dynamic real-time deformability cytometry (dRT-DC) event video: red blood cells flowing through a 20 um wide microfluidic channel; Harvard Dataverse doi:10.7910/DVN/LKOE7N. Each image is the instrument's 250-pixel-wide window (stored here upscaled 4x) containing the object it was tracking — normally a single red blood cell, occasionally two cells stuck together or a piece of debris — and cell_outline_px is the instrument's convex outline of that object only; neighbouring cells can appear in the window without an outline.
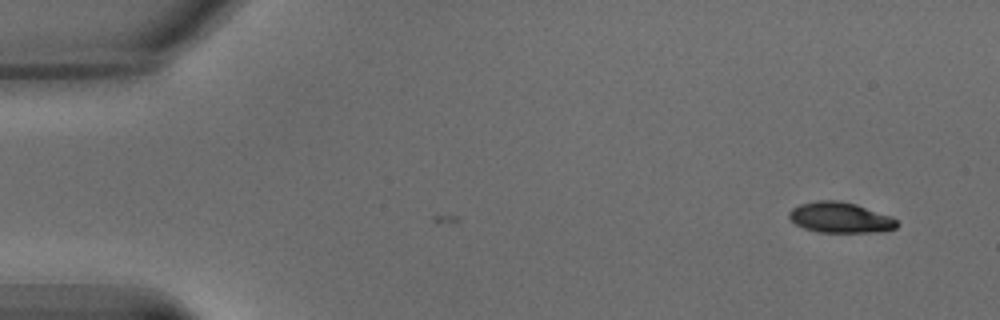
{"species": "common noctule bat (a hibernating species)", "species_latin": "Nyctalus noctula", "temperature_condition": "warm", "stored_images_in_passage": 8, "camera_frame_rate_fps": 3000, "um_per_image_px": 0.085, "animal": {"sex": "male", "body_mass_g": 15.6}, "frame": {"image": 1, "passage_image": 8, "time_ms": 2.333, "image_size_px": [1000, 320], "cell_outline_px": [[900, 224], [896, 228], [884, 232], [816, 232], [804, 228], [796, 224], [788, 216], [788, 212], [792, 208], [800, 204], [816, 200], [840, 200], [856, 204], [892, 216]], "centroid_in_image_um": [71.44, 18.49], "position_along_channel_um": 13.6, "area_um2": 19.48}}